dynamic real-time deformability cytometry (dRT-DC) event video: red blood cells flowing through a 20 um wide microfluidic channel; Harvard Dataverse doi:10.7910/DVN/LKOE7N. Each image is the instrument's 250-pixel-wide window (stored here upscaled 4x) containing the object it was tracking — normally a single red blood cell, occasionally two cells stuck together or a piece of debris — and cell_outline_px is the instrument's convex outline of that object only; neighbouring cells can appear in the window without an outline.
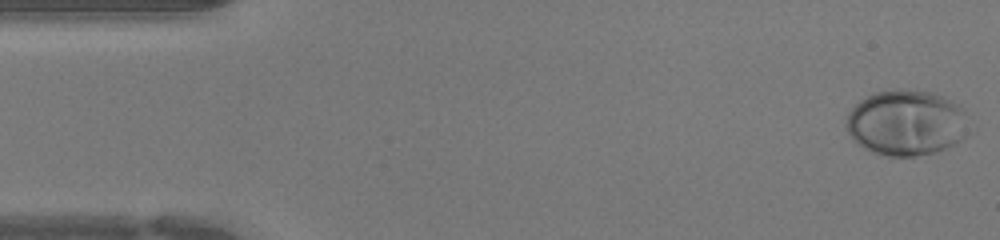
{"species": "human", "species_latin": "Homo sapiens", "temperature_condition": "warm", "stored_images_in_passage": 44, "camera_frame_rate_fps": 3000, "um_per_image_px": 0.085, "donor": {"sex": "female"}, "frame": {"image": 1, "passage_image": 1, "time_ms": 0.0, "image_size_px": [1000, 240], "cell_outline_px": [[968, 132], [956, 144], [936, 152], [916, 156], [880, 156], [856, 144], [852, 140], [844, 124], [852, 108], [860, 100], [876, 92], [900, 88], [932, 92], [960, 104], [964, 108]], "centroid_in_image_um": [77.03, 10.44], "position_along_channel_um": 8.0, "area_um2": 47.34}}
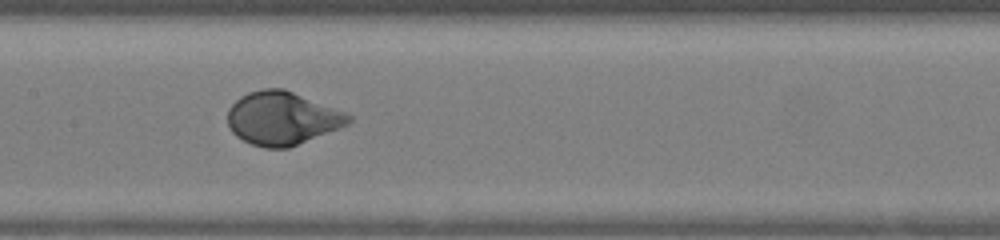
{"frame": {"image": 2, "passage_image": 21, "time_ms": 6.667, "image_size_px": [1000, 240], "cell_outline_px": [[352, 120], [348, 124], [340, 128], [288, 148], [264, 148], [252, 144], [236, 136], [232, 132], [228, 124], [228, 108], [240, 96], [248, 92], [264, 88], [284, 88], [344, 112], [352, 116]], "centroid_in_image_um": [23.97, 10.05], "position_along_channel_um": 183.4, "area_um2": 37.4}}
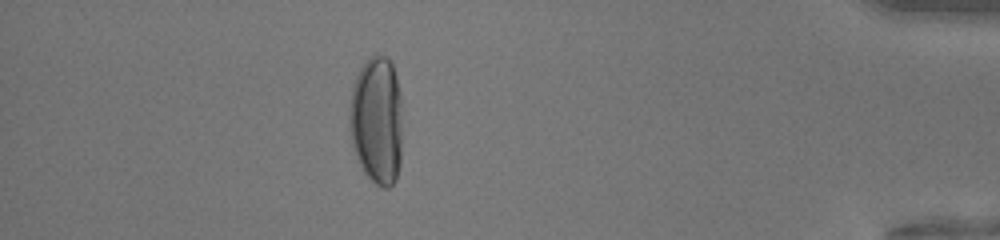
{"frame": {"image": 3, "passage_image": 39, "time_ms": 12.667, "image_size_px": [1000, 240], "cell_outline_px": [[400, 164], [396, 180], [388, 188], [384, 188], [376, 184], [360, 168], [356, 160], [352, 144], [348, 124], [348, 108], [352, 88], [356, 76], [364, 60], [376, 52], [384, 56], [392, 64], [396, 76], [400, 92]], "centroid_in_image_um": [31.98, 10.22], "position_along_channel_um": 403.2, "area_um2": 40.11}}